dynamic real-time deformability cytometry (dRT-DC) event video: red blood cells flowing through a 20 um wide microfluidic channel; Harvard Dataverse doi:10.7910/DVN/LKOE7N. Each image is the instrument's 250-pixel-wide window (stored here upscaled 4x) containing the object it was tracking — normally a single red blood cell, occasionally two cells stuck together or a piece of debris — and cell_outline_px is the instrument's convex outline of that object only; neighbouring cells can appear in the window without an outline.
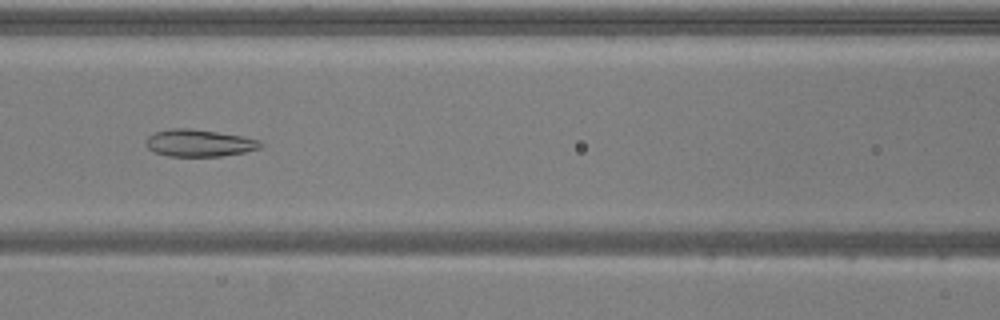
{"species": "common noctule bat (a hibernating species)", "species_latin": "Nyctalus noctula", "temperature_condition": "warm", "stored_images_in_passage": 52, "camera_frame_rate_fps": 3000, "um_per_image_px": 0.085, "animal": {"sex": "male", "body_mass_g": 20.5, "forearm_length_mm": 52.5}, "frame": {"image": 1, "passage_image": 22, "time_ms": 7.0, "image_size_px": [1000, 320], "cell_outline_px": [[264, 148], [244, 152], [220, 156], [168, 156], [152, 152], [144, 144], [144, 140], [148, 136], [156, 132], [168, 128], [192, 128], [244, 136], [260, 140], [264, 144]], "centroid_in_image_um": [16.93, 12.15], "position_along_channel_um": 149.7, "area_um2": 18.5}}
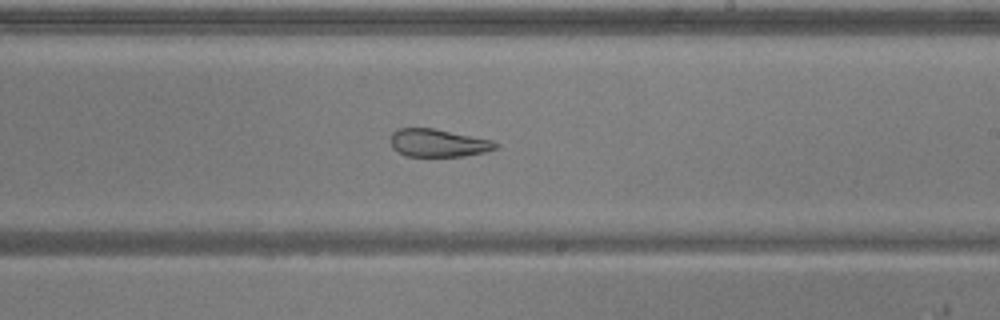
{"frame": {"image": 2, "passage_image": 30, "time_ms": 9.667, "image_size_px": [1000, 320], "cell_outline_px": [[500, 144], [496, 148], [484, 152], [464, 156], [408, 156], [392, 148], [392, 132], [396, 128], [432, 128], [492, 140]], "centroid_in_image_um": [37.25, 12.15], "position_along_channel_um": 251.7, "area_um2": 16.82}}
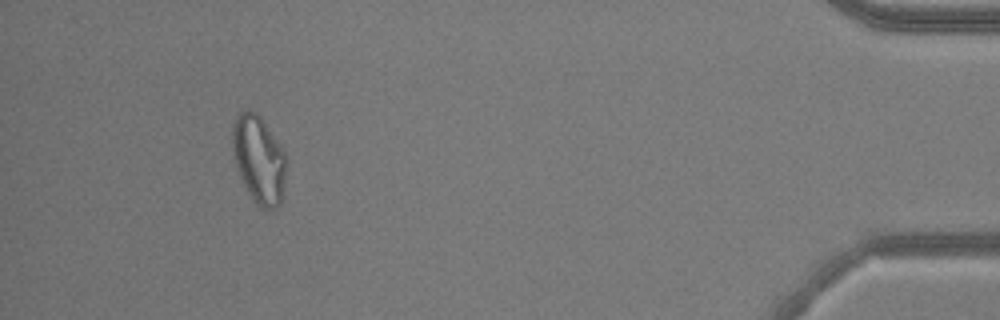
{"frame": {"image": 3, "passage_image": 48, "time_ms": 15.667, "image_size_px": [1000, 320], "cell_outline_px": [[284, 184], [280, 204], [276, 208], [264, 208], [256, 204], [252, 200], [240, 176], [232, 152], [232, 124], [236, 116], [240, 112], [248, 108], [256, 112], [260, 116], [280, 144], [284, 152]], "centroid_in_image_um": [21.96, 13.51], "position_along_channel_um": 413.2, "area_um2": 27.28}, "authors_computed_cell_mechanics": {"area_um2": 24.7384, "velocity_mm_per_s": 3.8427, "shape_relaxation_time_tau1_ms": null, "shape_relaxation_time_tau2_ms": 1.7725, "deformation_change_tau1": null, "deformation_change_tau2": 0.1051}}